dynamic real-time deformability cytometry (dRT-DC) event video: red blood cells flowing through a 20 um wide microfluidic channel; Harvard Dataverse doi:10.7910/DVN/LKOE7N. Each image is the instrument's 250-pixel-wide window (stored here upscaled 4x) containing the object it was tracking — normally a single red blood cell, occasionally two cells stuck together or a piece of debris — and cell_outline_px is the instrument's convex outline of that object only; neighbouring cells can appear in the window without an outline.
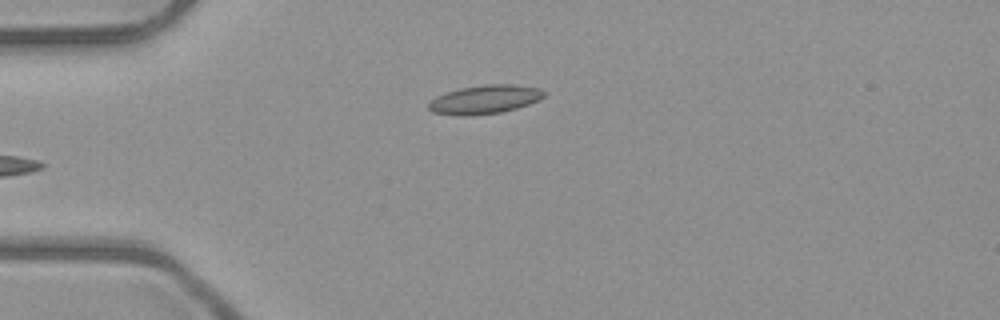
{"species": "common noctule bat (a hibernating species)", "species_latin": "Nyctalus noctula", "temperature_condition": "room temperature", "stored_images_in_passage": 5, "camera_frame_rate_fps": 3000, "um_per_image_px": 0.085, "animal": {"sex": "male", "body_mass_g": 23.1, "forearm_length_mm": 52.7}, "frame": {"image": 1, "passage_image": 5, "time_ms": 4.667, "image_size_px": [1000, 320], "cell_outline_px": [[544, 96], [528, 104], [516, 108], [500, 112], [464, 116], [432, 112], [428, 108], [428, 104], [436, 96], [460, 88], [484, 84], [512, 84], [540, 88], [544, 92]], "centroid_in_image_um": [41.18, 8.44], "position_along_channel_um": 43.8, "area_um2": 19.02}}